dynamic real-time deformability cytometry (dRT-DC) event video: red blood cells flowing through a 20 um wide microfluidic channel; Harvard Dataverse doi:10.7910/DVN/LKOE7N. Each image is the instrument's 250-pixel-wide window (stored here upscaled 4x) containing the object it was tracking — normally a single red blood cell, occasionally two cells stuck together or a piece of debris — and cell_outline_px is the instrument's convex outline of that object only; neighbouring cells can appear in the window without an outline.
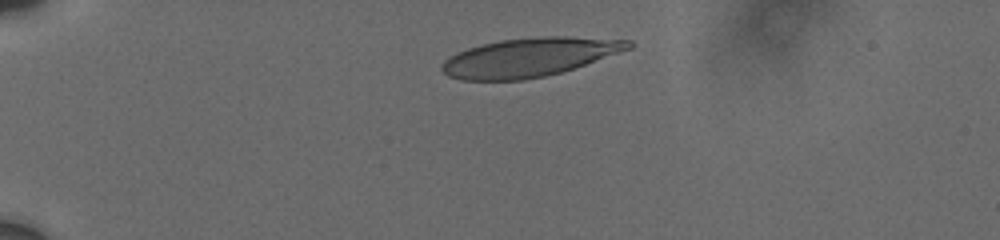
{"species": "human", "species_latin": "Homo sapiens", "temperature_condition": "cold", "stored_images_in_passage": 7, "camera_frame_rate_fps": 3000, "um_per_image_px": 0.085, "donor": {"sex": "male"}, "frame": {"image": 1, "passage_image": 1, "time_ms": 0.0, "image_size_px": [1000, 240], "cell_outline_px": [[636, 44], [632, 48], [560, 72], [544, 76], [524, 80], [460, 80], [448, 76], [440, 68], [444, 60], [448, 56], [468, 48], [500, 40], [544, 36], [568, 36], [632, 40]], "centroid_in_image_um": [44.99, 4.86], "position_along_channel_um": 40.0, "area_um2": 41.96}}
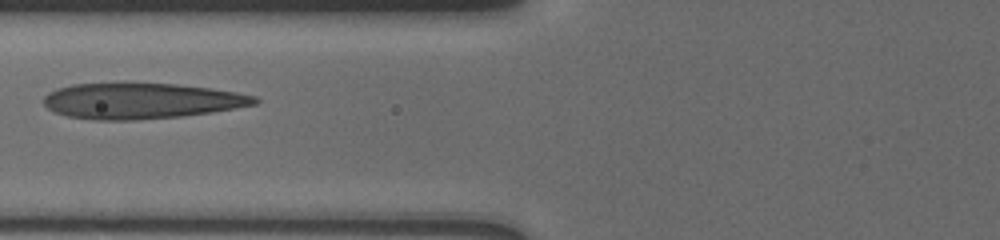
{"frame": {"image": 2, "passage_image": 5, "time_ms": 3.667, "image_size_px": [1000, 240], "cell_outline_px": [[260, 100], [256, 104], [212, 112], [180, 116], [132, 120], [96, 120], [68, 116], [56, 112], [48, 108], [44, 104], [44, 96], [48, 92], [56, 88], [72, 84], [124, 80], [176, 84], [208, 88], [236, 92], [256, 96]], "centroid_in_image_um": [11.95, 8.53], "position_along_channel_um": 113.9, "area_um2": 44.97}}
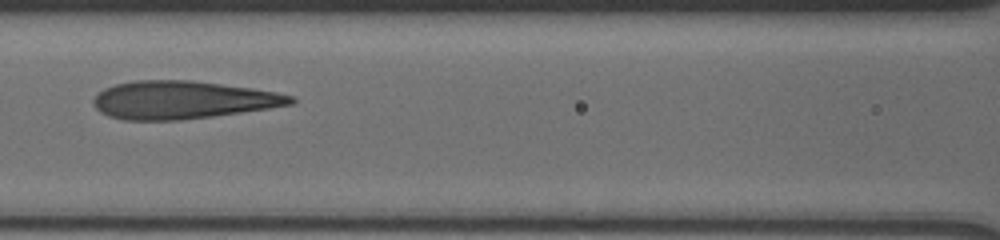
{"frame": {"image": 3, "passage_image": 6, "time_ms": 4.667, "image_size_px": [1000, 240], "cell_outline_px": [[296, 100], [292, 104], [268, 108], [212, 116], [180, 120], [124, 120], [108, 116], [100, 112], [92, 104], [92, 100], [104, 88], [116, 84], [136, 80], [192, 80], [252, 88], [276, 92], [296, 96]], "centroid_in_image_um": [15.5, 8.49], "position_along_channel_um": 151.1, "area_um2": 43.52}}